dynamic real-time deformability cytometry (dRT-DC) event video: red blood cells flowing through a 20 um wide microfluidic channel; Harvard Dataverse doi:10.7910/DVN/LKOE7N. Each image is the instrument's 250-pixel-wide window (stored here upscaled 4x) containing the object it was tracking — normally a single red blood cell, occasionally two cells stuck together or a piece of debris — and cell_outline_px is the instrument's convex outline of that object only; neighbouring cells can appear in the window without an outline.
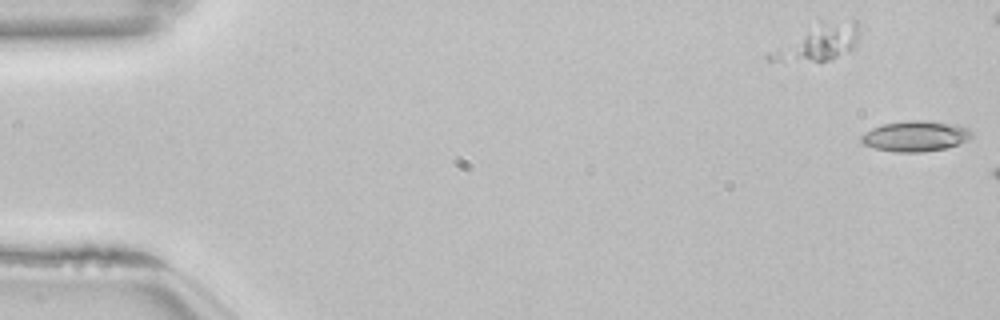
{"species": "common noctule bat (a hibernating species)", "species_latin": "Nyctalus noctula", "temperature_condition": "room temperature", "stored_images_in_passage": 2, "segment_of_instrument_passage": [2, 2], "camera_frame_rate_fps": 3000, "um_per_image_px": 0.085, "animal": {"sex": "female", "body_mass_g": 22.7, "forearm_length_mm": 54.2}, "frame": {"image": 1, "passage_image": 2, "time_ms": 0.333, "image_size_px": [1000, 320], "cell_outline_px": [[972, 136], [968, 140], [948, 148], [920, 152], [896, 152], [876, 148], [864, 144], [860, 140], [860, 136], [864, 132], [880, 124], [908, 120], [924, 120], [960, 124], [968, 128], [972, 132]], "centroid_in_image_um": [77.83, 11.55], "position_along_channel_um": 7.2, "area_um2": 19.94}}